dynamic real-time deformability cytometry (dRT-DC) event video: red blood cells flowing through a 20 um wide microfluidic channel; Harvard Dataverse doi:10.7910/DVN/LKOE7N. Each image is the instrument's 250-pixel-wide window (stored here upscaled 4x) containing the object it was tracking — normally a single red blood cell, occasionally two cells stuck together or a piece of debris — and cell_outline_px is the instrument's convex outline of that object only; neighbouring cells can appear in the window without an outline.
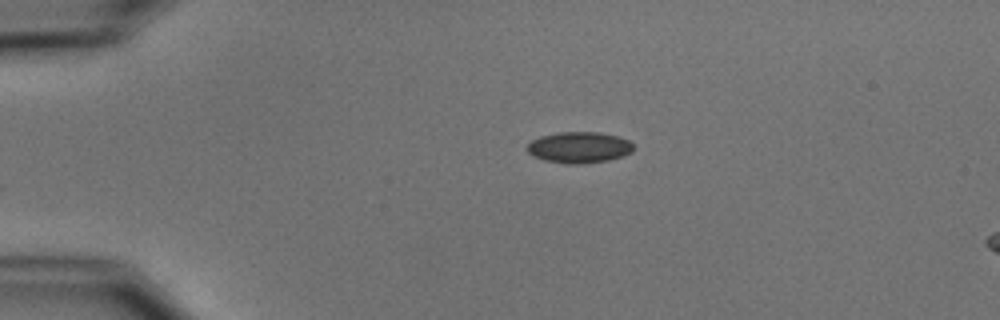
{"species": "common noctule bat (a hibernating species)", "species_latin": "Nyctalus noctula", "temperature_condition": "cold", "stored_images_in_passage": 38, "camera_frame_rate_fps": 3000, "um_per_image_px": 0.085, "animal": {"sex": "male", "body_mass_g": 15.6}, "frame": {"image": 1, "passage_image": 1, "time_ms": 0.0, "image_size_px": [1000, 320], "cell_outline_px": [[632, 152], [624, 156], [608, 160], [580, 164], [568, 164], [544, 160], [528, 152], [528, 144], [532, 140], [540, 136], [560, 132], [600, 132], [616, 136], [628, 140], [632, 144]], "centroid_in_image_um": [49.24, 12.53], "position_along_channel_um": 35.8, "area_um2": 19.13}}
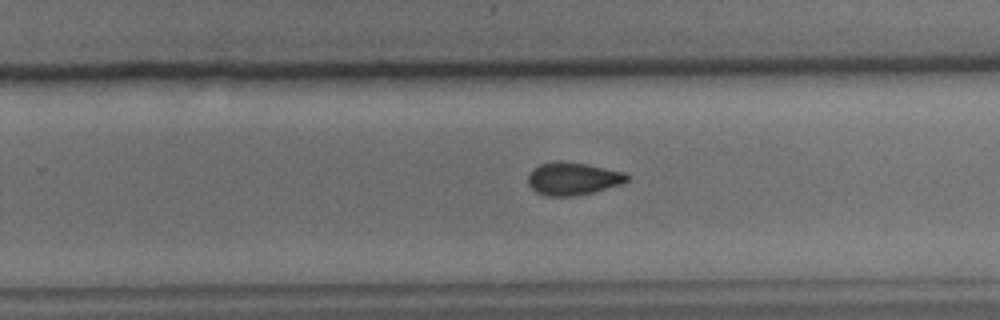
{"frame": {"image": 2, "passage_image": 24, "time_ms": 7.667, "image_size_px": [1000, 320], "cell_outline_px": [[632, 176], [628, 180], [620, 184], [596, 192], [576, 196], [544, 196], [536, 192], [528, 184], [528, 176], [532, 168], [540, 164], [556, 160], [564, 160], [588, 164], [628, 172]], "centroid_in_image_um": [48.73, 15.17], "position_along_channel_um": 281.1, "area_um2": 19.48}}
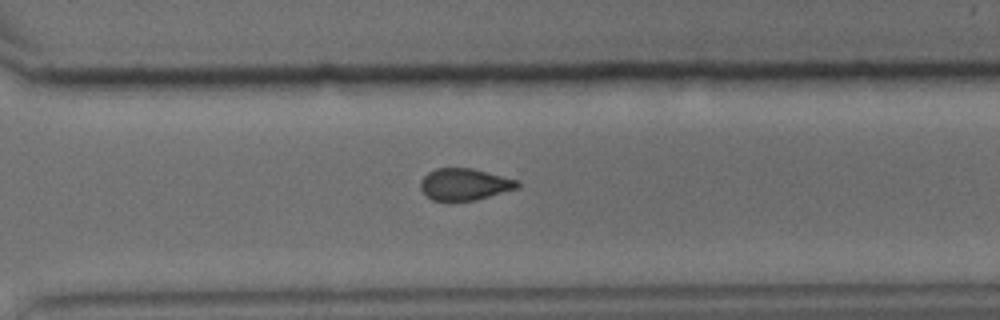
{"frame": {"image": 3, "passage_image": 28, "time_ms": 9.0, "image_size_px": [1000, 320], "cell_outline_px": [[520, 184], [516, 188], [476, 200], [432, 200], [420, 188], [420, 180], [428, 172], [436, 168], [472, 168], [520, 180]], "centroid_in_image_um": [39.49, 15.65], "position_along_channel_um": 331.1, "area_um2": 17.8}, "authors_computed_cell_mechanics": {"area_um2": 19.2763, "velocity_mm_per_s": 3.764, "shape_relaxation_time_tau1_ms": 4.9215, "shape_relaxation_time_tau2_ms": 3.5159, "deformation_change_tau1": 0.0779, "deformation_change_tau2": 0.0912}}